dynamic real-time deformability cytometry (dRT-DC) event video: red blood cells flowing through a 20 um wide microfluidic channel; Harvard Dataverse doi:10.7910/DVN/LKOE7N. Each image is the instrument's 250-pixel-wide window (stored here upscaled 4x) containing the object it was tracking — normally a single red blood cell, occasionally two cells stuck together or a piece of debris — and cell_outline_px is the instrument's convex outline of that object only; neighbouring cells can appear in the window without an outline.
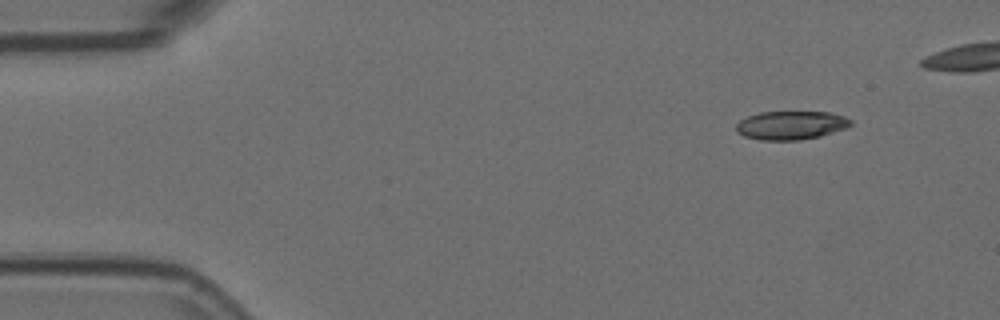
{"species": "Egyptian fruit bat (a non-hibernating species)", "species_latin": "Rousettus aegyptiacus", "temperature_condition": "room temperature", "stored_images_in_passage": 9, "camera_frame_rate_fps": 3000, "um_per_image_px": 0.085, "animal": {"sex": "female"}, "frame": {"image": 1, "passage_image": 1, "time_ms": 0.0, "image_size_px": [1000, 320], "cell_outline_px": [[852, 124], [844, 128], [820, 136], [800, 140], [760, 140], [744, 136], [736, 132], [736, 124], [740, 120], [748, 116], [760, 112], [828, 112], [844, 116], [852, 120]], "centroid_in_image_um": [67.2, 10.65], "position_along_channel_um": 17.8, "area_um2": 19.02}}